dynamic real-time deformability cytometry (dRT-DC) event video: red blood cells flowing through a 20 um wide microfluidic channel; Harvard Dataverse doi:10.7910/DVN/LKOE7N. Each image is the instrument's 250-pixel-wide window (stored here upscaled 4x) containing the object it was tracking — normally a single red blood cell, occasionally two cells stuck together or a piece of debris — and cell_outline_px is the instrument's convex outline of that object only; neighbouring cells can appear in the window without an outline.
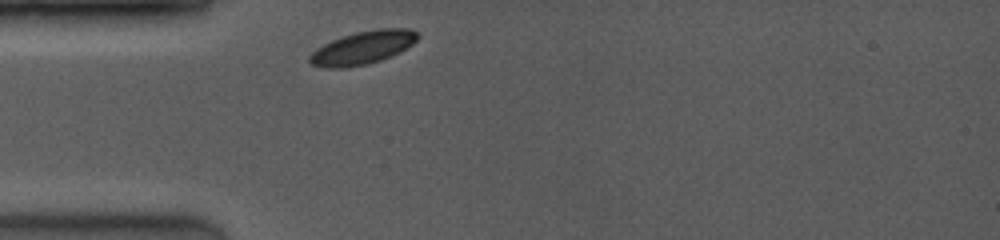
{"species": "common noctule bat (a hibernating species)", "species_latin": "Nyctalus noctula", "temperature_condition": "room temperature", "stored_images_in_passage": 25, "camera_frame_rate_fps": 4000, "um_per_image_px": 0.085, "animal": {"sex": "female", "body_mass_g": 19.0, "forearm_length_mm": 53.3}, "frame": {"image": 1, "passage_image": 1, "time_ms": 0.0, "image_size_px": [1000, 240], "cell_outline_px": [[420, 36], [412, 44], [380, 60], [364, 64], [340, 68], [328, 68], [312, 64], [308, 60], [308, 56], [312, 52], [324, 44], [332, 40], [356, 32], [380, 28], [408, 28], [416, 32]], "centroid_in_image_um": [30.81, 4.03], "position_along_channel_um": 54.2, "area_um2": 20.29}}
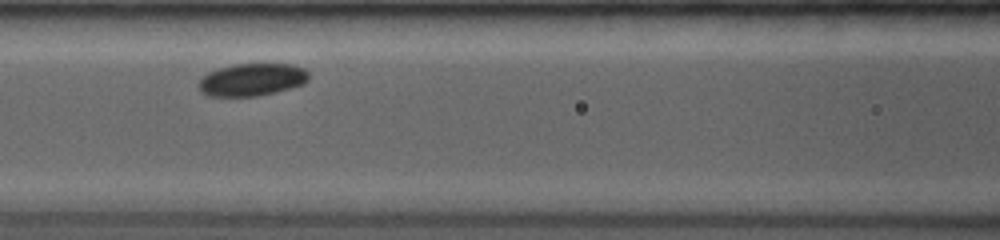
{"frame": {"image": 2, "passage_image": 8, "time_ms": 1.75, "image_size_px": [1000, 240], "cell_outline_px": [[308, 80], [304, 84], [256, 96], [208, 96], [200, 92], [200, 80], [208, 72], [220, 68], [236, 64], [288, 64], [304, 68], [308, 72]], "centroid_in_image_um": [21.41, 6.77], "position_along_channel_um": 145.2, "area_um2": 20.52}}
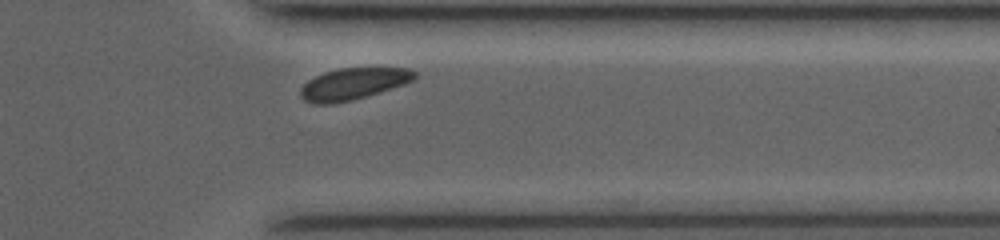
{"frame": {"image": 3, "passage_image": 24, "time_ms": 5.75, "image_size_px": [1000, 240], "cell_outline_px": [[416, 76], [412, 80], [352, 100], [332, 104], [316, 104], [304, 100], [300, 96], [300, 88], [308, 80], [324, 72], [340, 68], [408, 68], [416, 72]], "centroid_in_image_um": [29.94, 7.12], "position_along_channel_um": 381.5, "area_um2": 20.52}}